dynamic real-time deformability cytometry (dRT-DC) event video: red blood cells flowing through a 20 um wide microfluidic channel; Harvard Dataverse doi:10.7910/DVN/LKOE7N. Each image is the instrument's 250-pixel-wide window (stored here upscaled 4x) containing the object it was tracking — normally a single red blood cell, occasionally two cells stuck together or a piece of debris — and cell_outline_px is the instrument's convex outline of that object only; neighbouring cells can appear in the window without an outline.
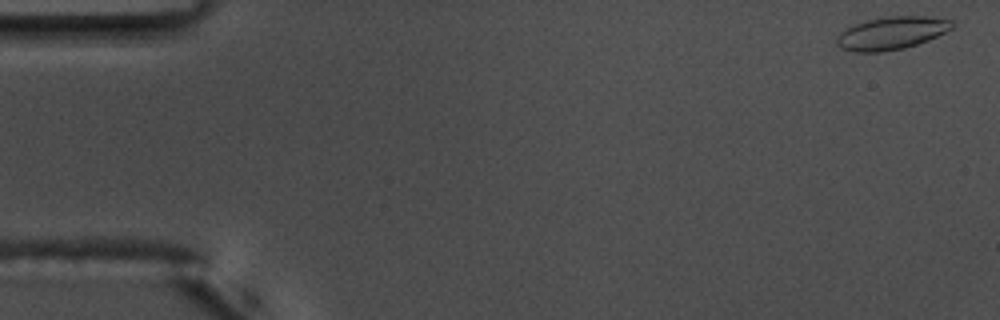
{"species": "common noctule bat (a hibernating species)", "species_latin": "Nyctalus noctula", "temperature_condition": "warm", "stored_images_in_passage": 16, "camera_frame_rate_fps": 3000, "um_per_image_px": 0.085, "animal": {"sex": "male", "body_mass_g": 17.5, "forearm_length_mm": 52.3}, "frame": {"image": 1, "passage_image": 1, "time_ms": 0.0, "image_size_px": [1000, 320], "cell_outline_px": [[956, 24], [952, 28], [928, 40], [904, 48], [880, 52], [856, 52], [840, 48], [836, 44], [836, 36], [840, 32], [852, 24], [868, 20], [888, 16], [924, 16], [952, 20]], "centroid_in_image_um": [75.74, 2.81], "position_along_channel_um": 9.3, "area_um2": 22.08}}